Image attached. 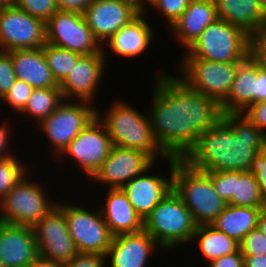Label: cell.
Masks as SVG:
<instances>
[{"instance_id":"obj_13","label":"cell","mask_w":266,"mask_h":267,"mask_svg":"<svg viewBox=\"0 0 266 267\" xmlns=\"http://www.w3.org/2000/svg\"><path fill=\"white\" fill-rule=\"evenodd\" d=\"M46 43L45 23L8 4L0 12V51L42 48Z\"/></svg>"},{"instance_id":"obj_49","label":"cell","mask_w":266,"mask_h":267,"mask_svg":"<svg viewBox=\"0 0 266 267\" xmlns=\"http://www.w3.org/2000/svg\"><path fill=\"white\" fill-rule=\"evenodd\" d=\"M136 3L137 8L142 12V13H146L147 14V6L150 5L152 6L153 3L156 0H134ZM149 2V3H148ZM147 4V5H146Z\"/></svg>"},{"instance_id":"obj_9","label":"cell","mask_w":266,"mask_h":267,"mask_svg":"<svg viewBox=\"0 0 266 267\" xmlns=\"http://www.w3.org/2000/svg\"><path fill=\"white\" fill-rule=\"evenodd\" d=\"M177 63L181 80L221 104L228 97L240 62H213L182 57Z\"/></svg>"},{"instance_id":"obj_12","label":"cell","mask_w":266,"mask_h":267,"mask_svg":"<svg viewBox=\"0 0 266 267\" xmlns=\"http://www.w3.org/2000/svg\"><path fill=\"white\" fill-rule=\"evenodd\" d=\"M112 146V140L105 126L95 117L68 144L64 151L56 157V160H59L61 157L62 160L65 157L67 158V156L68 158L70 157V160L72 158V163L77 162V166L83 171L89 181L100 169Z\"/></svg>"},{"instance_id":"obj_32","label":"cell","mask_w":266,"mask_h":267,"mask_svg":"<svg viewBox=\"0 0 266 267\" xmlns=\"http://www.w3.org/2000/svg\"><path fill=\"white\" fill-rule=\"evenodd\" d=\"M18 155L0 158V201L15 187L27 174H31L29 166L19 160Z\"/></svg>"},{"instance_id":"obj_24","label":"cell","mask_w":266,"mask_h":267,"mask_svg":"<svg viewBox=\"0 0 266 267\" xmlns=\"http://www.w3.org/2000/svg\"><path fill=\"white\" fill-rule=\"evenodd\" d=\"M105 196L106 201L98 207L113 236L143 230V220L122 188H110Z\"/></svg>"},{"instance_id":"obj_35","label":"cell","mask_w":266,"mask_h":267,"mask_svg":"<svg viewBox=\"0 0 266 267\" xmlns=\"http://www.w3.org/2000/svg\"><path fill=\"white\" fill-rule=\"evenodd\" d=\"M191 0H156L151 7L164 17L166 29L184 12Z\"/></svg>"},{"instance_id":"obj_6","label":"cell","mask_w":266,"mask_h":267,"mask_svg":"<svg viewBox=\"0 0 266 267\" xmlns=\"http://www.w3.org/2000/svg\"><path fill=\"white\" fill-rule=\"evenodd\" d=\"M251 37L237 25L217 18L182 56L213 62H241L250 55Z\"/></svg>"},{"instance_id":"obj_44","label":"cell","mask_w":266,"mask_h":267,"mask_svg":"<svg viewBox=\"0 0 266 267\" xmlns=\"http://www.w3.org/2000/svg\"><path fill=\"white\" fill-rule=\"evenodd\" d=\"M7 124H9V123L3 122V124H0V158H5V157L12 156L15 154L14 149H13V151H11L12 145L10 142V140H11L10 135H12L11 134L12 132H11V130ZM9 145H10V147H9Z\"/></svg>"},{"instance_id":"obj_51","label":"cell","mask_w":266,"mask_h":267,"mask_svg":"<svg viewBox=\"0 0 266 267\" xmlns=\"http://www.w3.org/2000/svg\"><path fill=\"white\" fill-rule=\"evenodd\" d=\"M8 5L6 0H0V12Z\"/></svg>"},{"instance_id":"obj_47","label":"cell","mask_w":266,"mask_h":267,"mask_svg":"<svg viewBox=\"0 0 266 267\" xmlns=\"http://www.w3.org/2000/svg\"><path fill=\"white\" fill-rule=\"evenodd\" d=\"M28 267H62L61 263L38 257Z\"/></svg>"},{"instance_id":"obj_21","label":"cell","mask_w":266,"mask_h":267,"mask_svg":"<svg viewBox=\"0 0 266 267\" xmlns=\"http://www.w3.org/2000/svg\"><path fill=\"white\" fill-rule=\"evenodd\" d=\"M38 255L33 227L0 222V267H28Z\"/></svg>"},{"instance_id":"obj_43","label":"cell","mask_w":266,"mask_h":267,"mask_svg":"<svg viewBox=\"0 0 266 267\" xmlns=\"http://www.w3.org/2000/svg\"><path fill=\"white\" fill-rule=\"evenodd\" d=\"M95 0H56L58 11L83 13Z\"/></svg>"},{"instance_id":"obj_19","label":"cell","mask_w":266,"mask_h":267,"mask_svg":"<svg viewBox=\"0 0 266 267\" xmlns=\"http://www.w3.org/2000/svg\"><path fill=\"white\" fill-rule=\"evenodd\" d=\"M169 175L165 178L161 173L150 174L154 167V162L141 175L134 177L122 187L126 193L128 200L132 204L136 213L144 220L156 205L173 189V170L175 166V158L168 157Z\"/></svg>"},{"instance_id":"obj_30","label":"cell","mask_w":266,"mask_h":267,"mask_svg":"<svg viewBox=\"0 0 266 267\" xmlns=\"http://www.w3.org/2000/svg\"><path fill=\"white\" fill-rule=\"evenodd\" d=\"M60 88L33 89L25 109L20 113L32 117L38 125L46 119L63 101Z\"/></svg>"},{"instance_id":"obj_31","label":"cell","mask_w":266,"mask_h":267,"mask_svg":"<svg viewBox=\"0 0 266 267\" xmlns=\"http://www.w3.org/2000/svg\"><path fill=\"white\" fill-rule=\"evenodd\" d=\"M48 67L59 85L69 74L77 60L82 56L79 53L45 43L42 47Z\"/></svg>"},{"instance_id":"obj_40","label":"cell","mask_w":266,"mask_h":267,"mask_svg":"<svg viewBox=\"0 0 266 267\" xmlns=\"http://www.w3.org/2000/svg\"><path fill=\"white\" fill-rule=\"evenodd\" d=\"M242 114L266 134V102L250 105Z\"/></svg>"},{"instance_id":"obj_18","label":"cell","mask_w":266,"mask_h":267,"mask_svg":"<svg viewBox=\"0 0 266 267\" xmlns=\"http://www.w3.org/2000/svg\"><path fill=\"white\" fill-rule=\"evenodd\" d=\"M218 195L229 205L266 208L256 175L251 171L206 172Z\"/></svg>"},{"instance_id":"obj_17","label":"cell","mask_w":266,"mask_h":267,"mask_svg":"<svg viewBox=\"0 0 266 267\" xmlns=\"http://www.w3.org/2000/svg\"><path fill=\"white\" fill-rule=\"evenodd\" d=\"M106 58L103 50L91 55H82L67 77L59 84L63 99L83 100L94 103L102 77L105 73Z\"/></svg>"},{"instance_id":"obj_2","label":"cell","mask_w":266,"mask_h":267,"mask_svg":"<svg viewBox=\"0 0 266 267\" xmlns=\"http://www.w3.org/2000/svg\"><path fill=\"white\" fill-rule=\"evenodd\" d=\"M266 134L242 113L223 114L211 129L200 134L181 159L203 172L251 171Z\"/></svg>"},{"instance_id":"obj_36","label":"cell","mask_w":266,"mask_h":267,"mask_svg":"<svg viewBox=\"0 0 266 267\" xmlns=\"http://www.w3.org/2000/svg\"><path fill=\"white\" fill-rule=\"evenodd\" d=\"M244 256H260L266 254V236L257 227L251 230L239 243Z\"/></svg>"},{"instance_id":"obj_22","label":"cell","mask_w":266,"mask_h":267,"mask_svg":"<svg viewBox=\"0 0 266 267\" xmlns=\"http://www.w3.org/2000/svg\"><path fill=\"white\" fill-rule=\"evenodd\" d=\"M146 13H141L128 25L120 28L104 45L103 53L107 57V49H109L119 58H135L145 53L150 48L151 42L156 36L152 26L146 21Z\"/></svg>"},{"instance_id":"obj_14","label":"cell","mask_w":266,"mask_h":267,"mask_svg":"<svg viewBox=\"0 0 266 267\" xmlns=\"http://www.w3.org/2000/svg\"><path fill=\"white\" fill-rule=\"evenodd\" d=\"M33 230L40 257L63 264L78 254L68 231L65 213L58 205Z\"/></svg>"},{"instance_id":"obj_46","label":"cell","mask_w":266,"mask_h":267,"mask_svg":"<svg viewBox=\"0 0 266 267\" xmlns=\"http://www.w3.org/2000/svg\"><path fill=\"white\" fill-rule=\"evenodd\" d=\"M244 267H266V254L244 256Z\"/></svg>"},{"instance_id":"obj_37","label":"cell","mask_w":266,"mask_h":267,"mask_svg":"<svg viewBox=\"0 0 266 267\" xmlns=\"http://www.w3.org/2000/svg\"><path fill=\"white\" fill-rule=\"evenodd\" d=\"M16 75L8 52L0 51V100L9 92Z\"/></svg>"},{"instance_id":"obj_3","label":"cell","mask_w":266,"mask_h":267,"mask_svg":"<svg viewBox=\"0 0 266 267\" xmlns=\"http://www.w3.org/2000/svg\"><path fill=\"white\" fill-rule=\"evenodd\" d=\"M137 109L127 101L117 99L108 109H104V113L96 109V117L105 126L113 145L142 151L154 162H158L160 158L166 161L168 157L153 137L148 112L144 114Z\"/></svg>"},{"instance_id":"obj_52","label":"cell","mask_w":266,"mask_h":267,"mask_svg":"<svg viewBox=\"0 0 266 267\" xmlns=\"http://www.w3.org/2000/svg\"><path fill=\"white\" fill-rule=\"evenodd\" d=\"M8 2V4L10 3H14L15 0H6Z\"/></svg>"},{"instance_id":"obj_20","label":"cell","mask_w":266,"mask_h":267,"mask_svg":"<svg viewBox=\"0 0 266 267\" xmlns=\"http://www.w3.org/2000/svg\"><path fill=\"white\" fill-rule=\"evenodd\" d=\"M158 248L162 249L144 229L118 234L112 238L106 253V264L108 267H147Z\"/></svg>"},{"instance_id":"obj_41","label":"cell","mask_w":266,"mask_h":267,"mask_svg":"<svg viewBox=\"0 0 266 267\" xmlns=\"http://www.w3.org/2000/svg\"><path fill=\"white\" fill-rule=\"evenodd\" d=\"M253 171L259 183L262 195L266 200V145L259 150Z\"/></svg>"},{"instance_id":"obj_27","label":"cell","mask_w":266,"mask_h":267,"mask_svg":"<svg viewBox=\"0 0 266 267\" xmlns=\"http://www.w3.org/2000/svg\"><path fill=\"white\" fill-rule=\"evenodd\" d=\"M217 16L250 36L266 29V12L256 0H214Z\"/></svg>"},{"instance_id":"obj_34","label":"cell","mask_w":266,"mask_h":267,"mask_svg":"<svg viewBox=\"0 0 266 267\" xmlns=\"http://www.w3.org/2000/svg\"><path fill=\"white\" fill-rule=\"evenodd\" d=\"M13 4L44 23L58 10L56 0H15Z\"/></svg>"},{"instance_id":"obj_28","label":"cell","mask_w":266,"mask_h":267,"mask_svg":"<svg viewBox=\"0 0 266 267\" xmlns=\"http://www.w3.org/2000/svg\"><path fill=\"white\" fill-rule=\"evenodd\" d=\"M263 209L266 208L227 204L212 225L240 243L251 230L257 228L258 217Z\"/></svg>"},{"instance_id":"obj_25","label":"cell","mask_w":266,"mask_h":267,"mask_svg":"<svg viewBox=\"0 0 266 267\" xmlns=\"http://www.w3.org/2000/svg\"><path fill=\"white\" fill-rule=\"evenodd\" d=\"M8 53L16 79L28 83L34 89L60 88L51 74L42 48L17 49Z\"/></svg>"},{"instance_id":"obj_26","label":"cell","mask_w":266,"mask_h":267,"mask_svg":"<svg viewBox=\"0 0 266 267\" xmlns=\"http://www.w3.org/2000/svg\"><path fill=\"white\" fill-rule=\"evenodd\" d=\"M258 62L251 54L237 67L236 75L228 97L221 103L224 114L243 113L256 103V81Z\"/></svg>"},{"instance_id":"obj_1","label":"cell","mask_w":266,"mask_h":267,"mask_svg":"<svg viewBox=\"0 0 266 267\" xmlns=\"http://www.w3.org/2000/svg\"><path fill=\"white\" fill-rule=\"evenodd\" d=\"M156 73L148 106L153 137L167 157L182 159L224 113L218 101L190 88L178 75Z\"/></svg>"},{"instance_id":"obj_15","label":"cell","mask_w":266,"mask_h":267,"mask_svg":"<svg viewBox=\"0 0 266 267\" xmlns=\"http://www.w3.org/2000/svg\"><path fill=\"white\" fill-rule=\"evenodd\" d=\"M142 12L134 0H95L83 13L86 25L103 46Z\"/></svg>"},{"instance_id":"obj_16","label":"cell","mask_w":266,"mask_h":267,"mask_svg":"<svg viewBox=\"0 0 266 267\" xmlns=\"http://www.w3.org/2000/svg\"><path fill=\"white\" fill-rule=\"evenodd\" d=\"M154 161L144 152L113 145L100 169L89 180L107 185L108 188H122L134 177L141 175Z\"/></svg>"},{"instance_id":"obj_4","label":"cell","mask_w":266,"mask_h":267,"mask_svg":"<svg viewBox=\"0 0 266 267\" xmlns=\"http://www.w3.org/2000/svg\"><path fill=\"white\" fill-rule=\"evenodd\" d=\"M173 190L190 210L197 226L212 224L227 203L215 191L206 172L175 158Z\"/></svg>"},{"instance_id":"obj_33","label":"cell","mask_w":266,"mask_h":267,"mask_svg":"<svg viewBox=\"0 0 266 267\" xmlns=\"http://www.w3.org/2000/svg\"><path fill=\"white\" fill-rule=\"evenodd\" d=\"M33 89L28 83L16 79L9 92L0 100V104L2 106L7 104L10 109L21 113L25 109Z\"/></svg>"},{"instance_id":"obj_38","label":"cell","mask_w":266,"mask_h":267,"mask_svg":"<svg viewBox=\"0 0 266 267\" xmlns=\"http://www.w3.org/2000/svg\"><path fill=\"white\" fill-rule=\"evenodd\" d=\"M106 255L97 253H78L62 267H106Z\"/></svg>"},{"instance_id":"obj_7","label":"cell","mask_w":266,"mask_h":267,"mask_svg":"<svg viewBox=\"0 0 266 267\" xmlns=\"http://www.w3.org/2000/svg\"><path fill=\"white\" fill-rule=\"evenodd\" d=\"M30 176L27 174L0 201V222L34 227L57 206L55 197L47 196L45 185L30 181Z\"/></svg>"},{"instance_id":"obj_45","label":"cell","mask_w":266,"mask_h":267,"mask_svg":"<svg viewBox=\"0 0 266 267\" xmlns=\"http://www.w3.org/2000/svg\"><path fill=\"white\" fill-rule=\"evenodd\" d=\"M266 102V70L258 64V76L256 81V103Z\"/></svg>"},{"instance_id":"obj_42","label":"cell","mask_w":266,"mask_h":267,"mask_svg":"<svg viewBox=\"0 0 266 267\" xmlns=\"http://www.w3.org/2000/svg\"><path fill=\"white\" fill-rule=\"evenodd\" d=\"M208 267H244V255L239 249L233 254H227L207 263Z\"/></svg>"},{"instance_id":"obj_29","label":"cell","mask_w":266,"mask_h":267,"mask_svg":"<svg viewBox=\"0 0 266 267\" xmlns=\"http://www.w3.org/2000/svg\"><path fill=\"white\" fill-rule=\"evenodd\" d=\"M194 240L198 241V250L207 263L239 250V242L212 224L197 226L191 241Z\"/></svg>"},{"instance_id":"obj_50","label":"cell","mask_w":266,"mask_h":267,"mask_svg":"<svg viewBox=\"0 0 266 267\" xmlns=\"http://www.w3.org/2000/svg\"><path fill=\"white\" fill-rule=\"evenodd\" d=\"M262 9L266 12V0H256Z\"/></svg>"},{"instance_id":"obj_10","label":"cell","mask_w":266,"mask_h":267,"mask_svg":"<svg viewBox=\"0 0 266 267\" xmlns=\"http://www.w3.org/2000/svg\"><path fill=\"white\" fill-rule=\"evenodd\" d=\"M69 203L64 200L58 202L57 205L65 213L68 231L77 252L106 255L113 235L110 233L100 209L95 208L94 211V208L89 210L87 205L81 206L76 202Z\"/></svg>"},{"instance_id":"obj_39","label":"cell","mask_w":266,"mask_h":267,"mask_svg":"<svg viewBox=\"0 0 266 267\" xmlns=\"http://www.w3.org/2000/svg\"><path fill=\"white\" fill-rule=\"evenodd\" d=\"M250 54L266 70V29L251 37Z\"/></svg>"},{"instance_id":"obj_23","label":"cell","mask_w":266,"mask_h":267,"mask_svg":"<svg viewBox=\"0 0 266 267\" xmlns=\"http://www.w3.org/2000/svg\"><path fill=\"white\" fill-rule=\"evenodd\" d=\"M217 18L214 0H191L184 12L165 31L168 30L186 51Z\"/></svg>"},{"instance_id":"obj_48","label":"cell","mask_w":266,"mask_h":267,"mask_svg":"<svg viewBox=\"0 0 266 267\" xmlns=\"http://www.w3.org/2000/svg\"><path fill=\"white\" fill-rule=\"evenodd\" d=\"M257 227L266 236V209L260 212Z\"/></svg>"},{"instance_id":"obj_11","label":"cell","mask_w":266,"mask_h":267,"mask_svg":"<svg viewBox=\"0 0 266 267\" xmlns=\"http://www.w3.org/2000/svg\"><path fill=\"white\" fill-rule=\"evenodd\" d=\"M46 43L81 55L103 50L81 13L56 11L45 23Z\"/></svg>"},{"instance_id":"obj_8","label":"cell","mask_w":266,"mask_h":267,"mask_svg":"<svg viewBox=\"0 0 266 267\" xmlns=\"http://www.w3.org/2000/svg\"><path fill=\"white\" fill-rule=\"evenodd\" d=\"M94 104L83 100L64 99L58 107L36 127L46 135L53 155L58 157L68 144L96 117ZM48 139V140H47Z\"/></svg>"},{"instance_id":"obj_5","label":"cell","mask_w":266,"mask_h":267,"mask_svg":"<svg viewBox=\"0 0 266 267\" xmlns=\"http://www.w3.org/2000/svg\"><path fill=\"white\" fill-rule=\"evenodd\" d=\"M196 227L190 210L173 189L143 220V229L162 247V252L167 253L190 243Z\"/></svg>"}]
</instances>
